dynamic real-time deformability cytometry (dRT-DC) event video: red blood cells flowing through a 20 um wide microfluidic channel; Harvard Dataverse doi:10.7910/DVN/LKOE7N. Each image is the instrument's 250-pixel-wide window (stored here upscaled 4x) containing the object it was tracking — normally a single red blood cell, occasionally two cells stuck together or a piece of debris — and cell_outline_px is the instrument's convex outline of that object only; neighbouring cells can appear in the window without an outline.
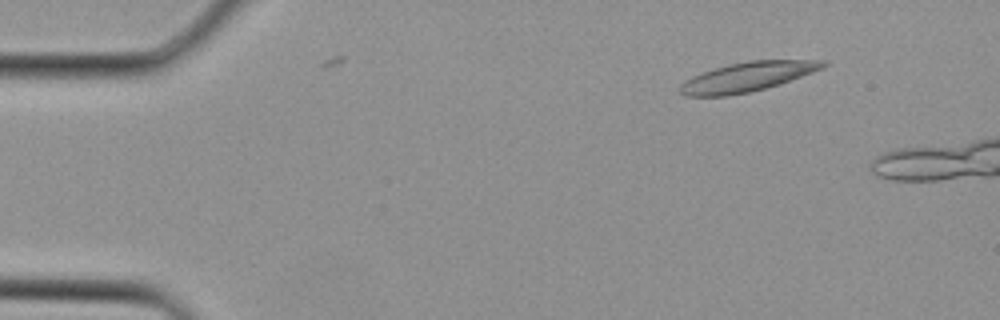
{"species": "Egyptian fruit bat (a non-hibernating species)", "species_latin": "Rousettus aegyptiacus", "temperature_condition": "cold", "stored_images_in_passage": 2, "camera_frame_rate_fps": 3000, "um_per_image_px": 0.085, "animal": {"sex": "female"}, "frame": {"image": 1, "passage_image": 1, "time_ms": 0.0, "image_size_px": [1000, 320], "cell_outline_px": [[828, 64], [824, 68], [780, 84], [748, 92], [728, 96], [684, 96], [680, 92], [680, 84], [684, 80], [692, 76], [728, 64], [748, 60], [828, 60]], "centroid_in_image_um": [63.54, 6.52], "position_along_channel_um": 21.5, "area_um2": 24.51}}